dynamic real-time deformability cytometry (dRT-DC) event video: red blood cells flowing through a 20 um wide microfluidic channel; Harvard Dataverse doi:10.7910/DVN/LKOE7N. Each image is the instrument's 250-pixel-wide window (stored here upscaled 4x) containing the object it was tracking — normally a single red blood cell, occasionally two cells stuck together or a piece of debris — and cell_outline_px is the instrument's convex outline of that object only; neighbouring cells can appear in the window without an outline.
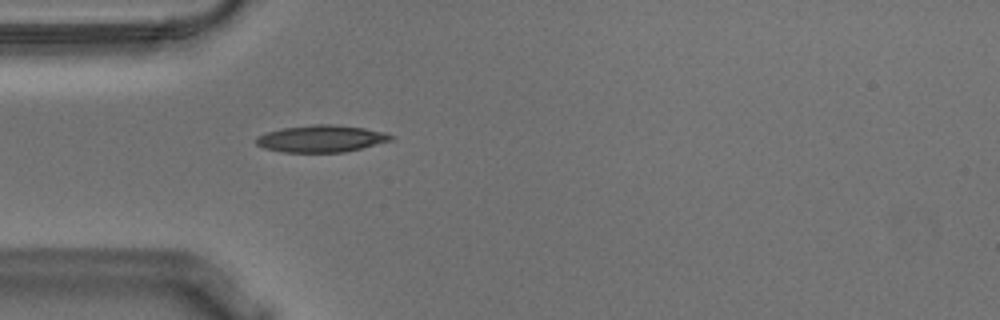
{"species": "Egyptian fruit bat (a non-hibernating species)", "species_latin": "Rousettus aegyptiacus", "temperature_condition": "warm", "stored_images_in_passage": 40, "camera_frame_rate_fps": 3000, "um_per_image_px": 0.085, "animal": {"sex": "male"}, "frame": {"image": 1, "passage_image": 1, "time_ms": 0.0, "image_size_px": [1000, 320], "cell_outline_px": [[396, 136], [392, 140], [344, 152], [284, 152], [264, 148], [256, 144], [256, 136], [280, 128], [312, 124], [332, 124], [364, 128], [384, 132]], "centroid_in_image_um": [27.29, 11.78], "position_along_channel_um": 57.7, "area_um2": 21.15}}
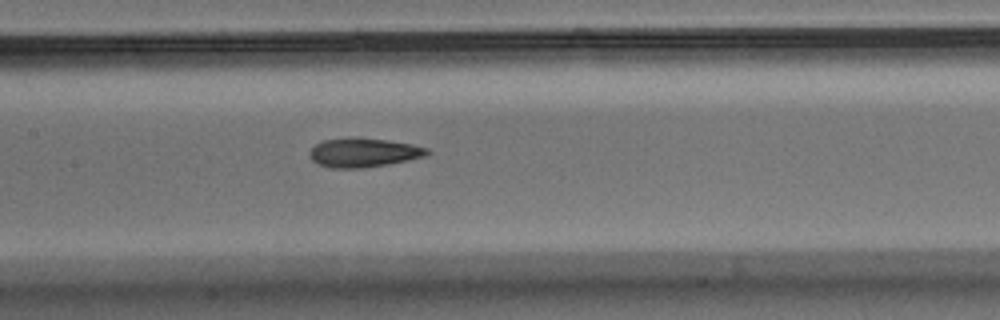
{"frame": {"image": 2, "passage_image": 11, "time_ms": 3.333, "image_size_px": [1000, 320], "cell_outline_px": [[432, 152], [428, 156], [388, 164], [364, 168], [328, 168], [316, 164], [308, 156], [308, 152], [316, 144], [324, 140], [348, 136], [352, 136], [388, 140], [412, 144], [428, 148]], "centroid_in_image_um": [30.89, 12.96], "position_along_channel_um": 176.5, "area_um2": 20.46}}
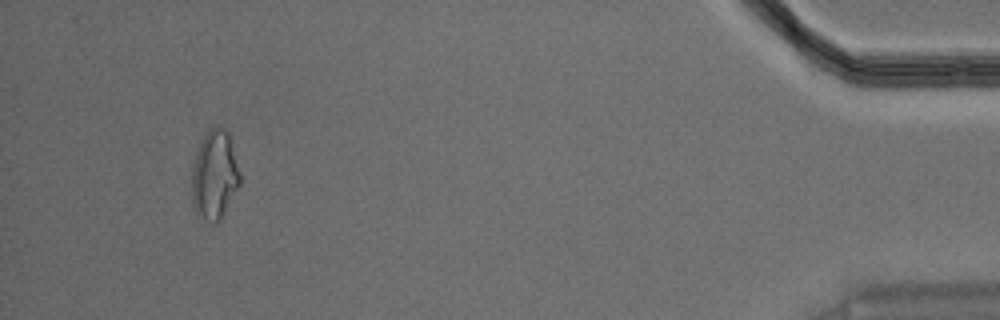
{"frame": {"image": 3, "passage_image": 37, "time_ms": 12.0, "image_size_px": [1000, 320], "cell_outline_px": [[240, 184], [220, 220], [212, 224], [196, 216], [192, 204], [192, 168], [196, 152], [204, 136], [216, 124], [224, 128], [228, 132], [240, 172]], "centroid_in_image_um": [18.22, 14.92], "position_along_channel_um": 417.0, "area_um2": 25.09}, "authors_computed_cell_mechanics": {"area_um2": 20.2878, "velocity_mm_per_s": 3.6098, "shape_relaxation_time_tau1_ms": 8.3961, "shape_relaxation_time_tau2_ms": 2.2521, "deformation_change_tau1": 0.2347, "deformation_change_tau2": 0.1039}}